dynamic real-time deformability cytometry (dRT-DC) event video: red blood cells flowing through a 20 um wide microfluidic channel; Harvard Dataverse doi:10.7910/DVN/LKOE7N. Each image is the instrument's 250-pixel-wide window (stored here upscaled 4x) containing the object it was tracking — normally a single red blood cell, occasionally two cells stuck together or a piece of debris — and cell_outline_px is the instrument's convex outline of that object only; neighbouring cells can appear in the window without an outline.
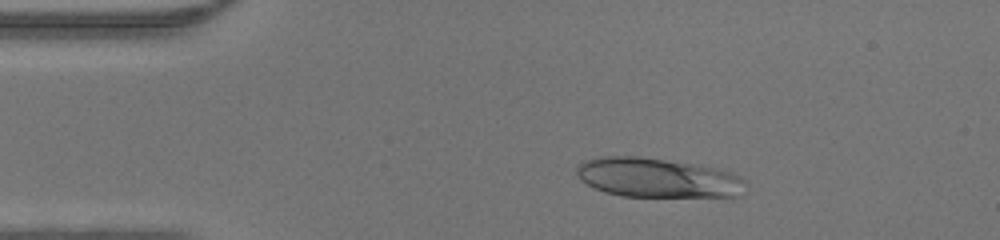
{"species": "human", "species_latin": "Homo sapiens", "temperature_condition": "warm", "stored_images_in_passage": 45, "camera_frame_rate_fps": 3000, "um_per_image_px": 0.085, "donor": {"sex": "male"}, "frame": {"image": 1, "passage_image": 7, "time_ms": 2.0, "image_size_px": [1000, 240], "cell_outline_px": [[748, 192], [732, 200], [620, 196], [604, 192], [580, 180], [576, 172], [576, 164], [584, 160], [600, 156], [640, 156], [716, 168], [732, 172], [748, 180]], "centroid_in_image_um": [56.08, 15.18], "position_along_channel_um": 28.9, "area_um2": 40.98}}
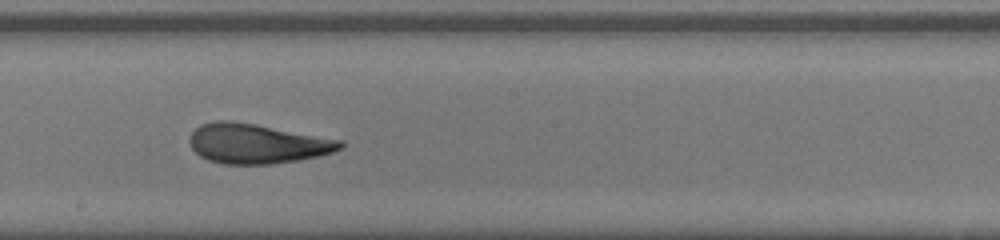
{"frame": {"image": 2, "passage_image": 24, "time_ms": 7.667, "image_size_px": [1000, 240], "cell_outline_px": [[344, 148], [332, 152], [316, 156], [296, 160], [268, 164], [224, 164], [208, 160], [200, 156], [192, 148], [188, 140], [192, 132], [200, 124], [216, 120], [228, 120], [256, 124], [344, 140]], "centroid_in_image_um": [21.84, 12.2], "position_along_channel_um": 226.4, "area_um2": 34.91}}
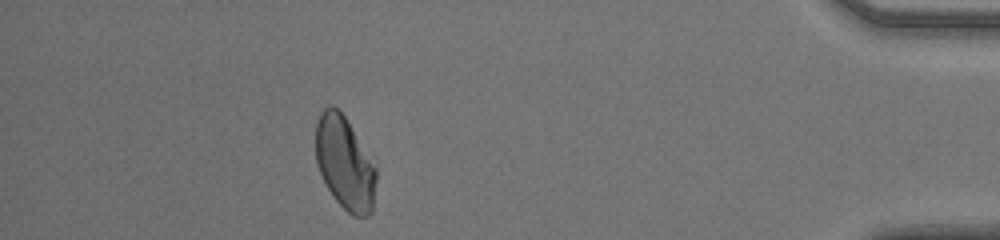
{"frame": {"image": 3, "passage_image": 40, "time_ms": 13.0, "image_size_px": [1000, 240], "cell_outline_px": [[376, 180], [372, 212], [368, 216], [352, 216], [332, 196], [316, 164], [316, 120], [320, 112], [324, 108], [332, 104], [344, 116], [376, 168]], "centroid_in_image_um": [29.29, 13.88], "position_along_channel_um": 405.9, "area_um2": 32.37}}